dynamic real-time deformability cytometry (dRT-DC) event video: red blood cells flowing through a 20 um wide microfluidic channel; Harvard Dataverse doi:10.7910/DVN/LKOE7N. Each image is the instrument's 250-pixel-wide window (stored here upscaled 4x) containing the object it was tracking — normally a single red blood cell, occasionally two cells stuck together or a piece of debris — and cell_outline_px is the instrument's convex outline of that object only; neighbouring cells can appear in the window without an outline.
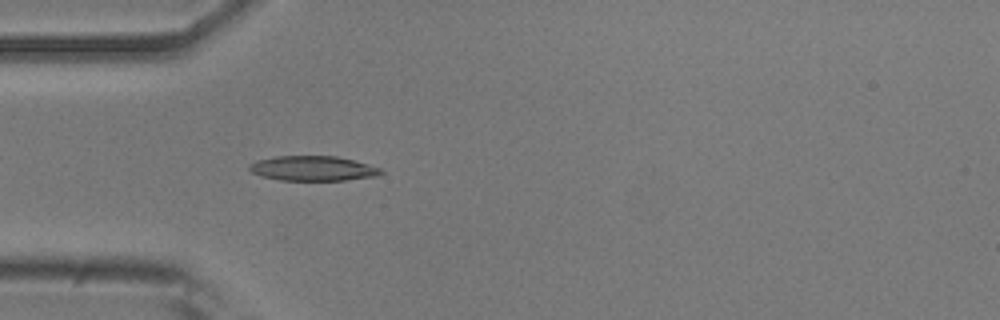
{"species": "common noctule bat (a hibernating species)", "species_latin": "Nyctalus noctula", "temperature_condition": "room temperature", "stored_images_in_passage": 43, "camera_frame_rate_fps": 3000, "um_per_image_px": 0.085, "animal": {"sex": "male", "body_mass_g": 20.5, "forearm_length_mm": 52.5}, "frame": {"image": 1, "passage_image": 6, "time_ms": 1.667, "image_size_px": [1000, 320], "cell_outline_px": [[384, 172], [376, 176], [344, 180], [280, 180], [260, 176], [252, 172], [248, 168], [248, 164], [256, 160], [276, 156], [336, 156], [352, 160], [380, 168]], "centroid_in_image_um": [26.54, 14.31], "position_along_channel_um": 58.5, "area_um2": 18.96}}
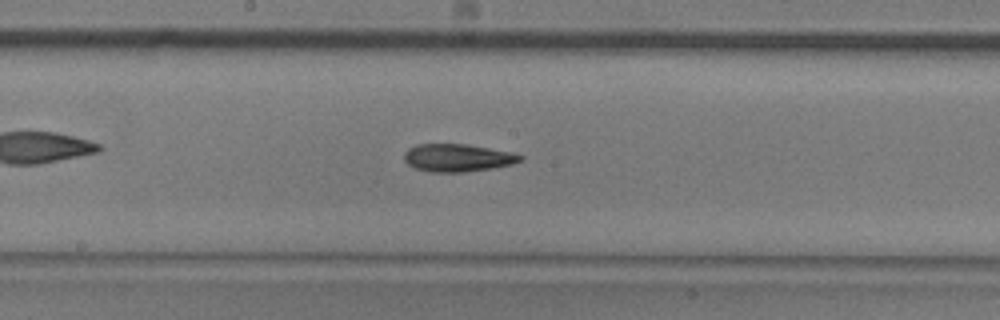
{"frame": {"image": 2, "passage_image": 18, "time_ms": 5.667, "image_size_px": [1000, 320], "cell_outline_px": [[524, 160], [512, 164], [492, 168], [464, 172], [432, 172], [416, 168], [408, 164], [404, 160], [404, 152], [408, 148], [416, 144], [464, 144], [512, 152], [524, 156]], "centroid_in_image_um": [38.9, 13.41], "position_along_channel_um": 209.3, "area_um2": 18.73}}
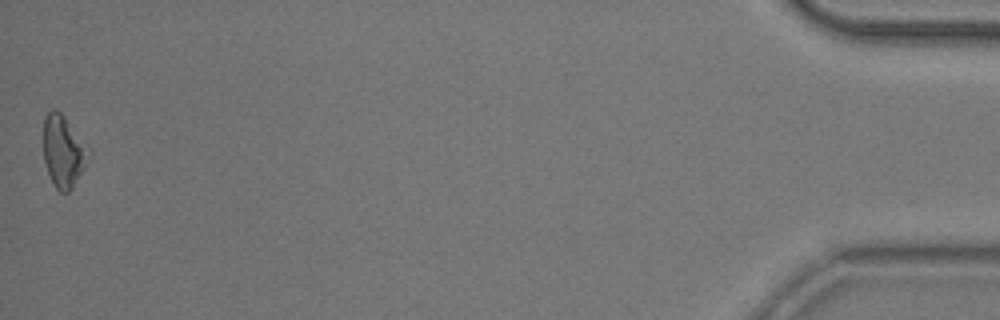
{"frame": {"image": 3, "passage_image": 43, "time_ms": 14.0, "image_size_px": [1000, 320], "cell_outline_px": [[92, 152], [72, 188], [68, 192], [60, 192], [56, 188], [48, 172], [44, 160], [44, 116], [52, 108], [56, 108], [64, 116]], "centroid_in_image_um": [5.38, 12.83], "position_along_channel_um": 429.8, "area_um2": 18.67}, "authors_computed_cell_mechanics": {"area_um2": 18.3804, "velocity_mm_per_s": 3.821, "shape_relaxation_time_tau1_ms": 10.0348, "shape_relaxation_time_tau2_ms": 7.7278, "deformation_change_tau1": 0.2092, "deformation_change_tau2": 0.1866}}